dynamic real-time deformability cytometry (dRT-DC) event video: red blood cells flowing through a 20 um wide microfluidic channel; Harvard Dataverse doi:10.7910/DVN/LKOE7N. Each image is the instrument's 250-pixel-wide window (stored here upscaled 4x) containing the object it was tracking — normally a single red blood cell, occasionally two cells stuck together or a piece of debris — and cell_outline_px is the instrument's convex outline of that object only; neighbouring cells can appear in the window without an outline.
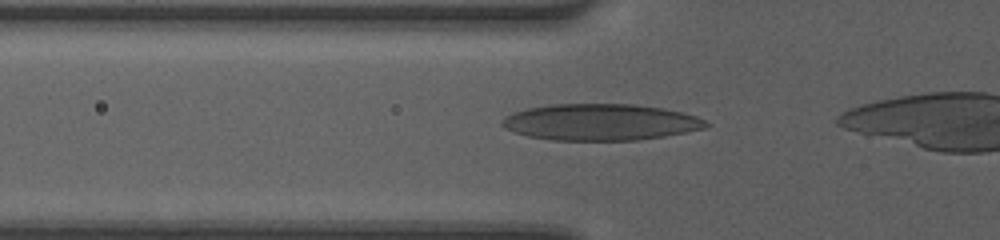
{"species": "human", "species_latin": "Homo sapiens", "temperature_condition": "room temperature", "stored_images_in_passage": 32, "camera_frame_rate_fps": 3000, "um_per_image_px": 0.085, "donor": {"sex": "female"}, "frame": {"image": 1, "passage_image": 7, "time_ms": 2.0, "image_size_px": [1000, 240], "cell_outline_px": [[712, 124], [704, 128], [664, 136], [636, 140], [552, 140], [528, 136], [512, 132], [504, 128], [500, 124], [500, 120], [504, 116], [512, 112], [528, 108], [548, 104], [636, 104], [684, 112], [696, 116]], "centroid_in_image_um": [50.98, 10.37], "position_along_channel_um": 74.8, "area_um2": 43.52}}
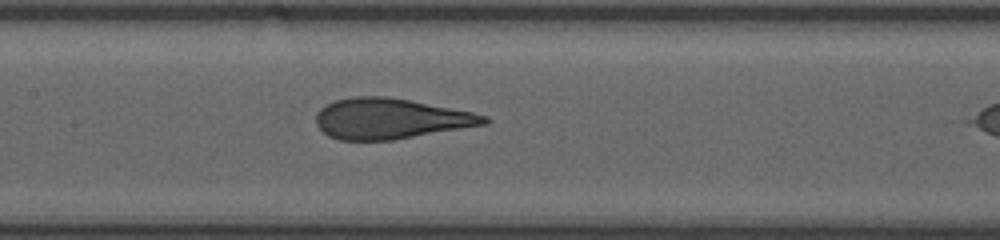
{"frame": {"image": 2, "passage_image": 14, "time_ms": 4.333, "image_size_px": [1000, 240], "cell_outline_px": [[492, 120], [488, 124], [392, 140], [340, 140], [328, 136], [316, 124], [316, 112], [320, 108], [336, 100], [352, 96], [388, 96], [472, 112], [488, 116]], "centroid_in_image_um": [33.19, 10.08], "position_along_channel_um": 174.2, "area_um2": 39.71}}
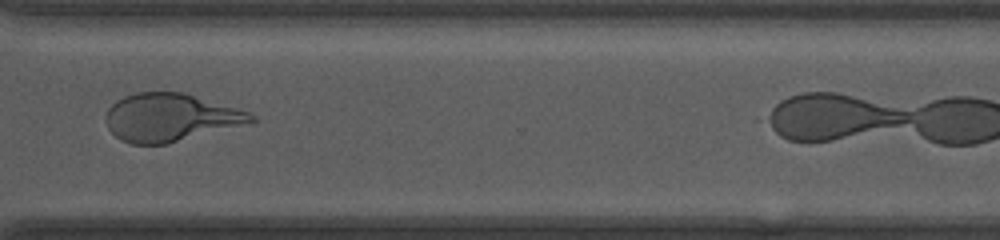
{"frame": {"image": 3, "passage_image": 27, "time_ms": 8.667, "image_size_px": [1000, 240], "cell_outline_px": [[256, 120], [252, 124], [164, 144], [132, 144], [120, 140], [108, 128], [104, 116], [108, 108], [116, 100], [124, 96], [136, 92], [184, 92], [236, 108], [248, 112], [256, 116]], "centroid_in_image_um": [14.49, 9.99], "position_along_channel_um": 356.1, "area_um2": 40.81}}